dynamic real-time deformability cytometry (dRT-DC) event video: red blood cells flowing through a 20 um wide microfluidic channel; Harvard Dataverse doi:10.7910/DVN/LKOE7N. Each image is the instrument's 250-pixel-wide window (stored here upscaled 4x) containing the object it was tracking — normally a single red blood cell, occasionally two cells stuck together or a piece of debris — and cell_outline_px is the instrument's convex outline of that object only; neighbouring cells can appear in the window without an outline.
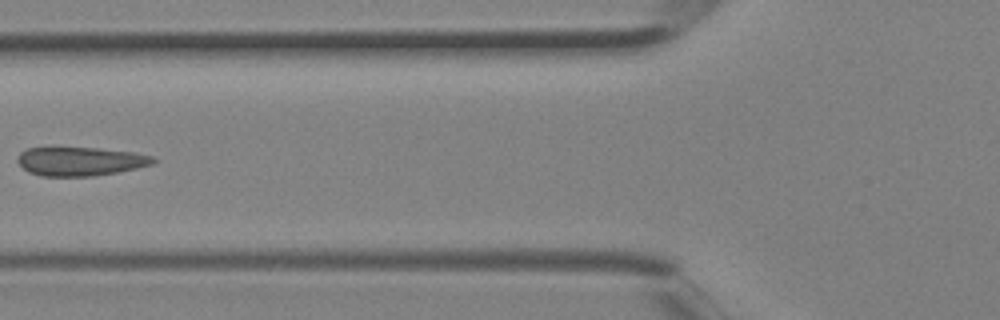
{"species": "Egyptian fruit bat (a non-hibernating species)", "species_latin": "Rousettus aegyptiacus", "temperature_condition": "room temperature", "stored_images_in_passage": 5, "camera_frame_rate_fps": 3000, "um_per_image_px": 0.085, "animal": {"sex": "female"}, "frame": {"image": 1, "passage_image": 5, "time_ms": 1.333, "image_size_px": [1000, 320], "cell_outline_px": [[160, 160], [152, 164], [136, 168], [116, 172], [92, 176], [40, 176], [28, 172], [16, 160], [16, 156], [20, 152], [28, 148], [52, 144], [100, 148], [132, 152], [152, 156]], "centroid_in_image_um": [6.74, 13.66], "position_along_channel_um": 119.1, "area_um2": 23.76}}